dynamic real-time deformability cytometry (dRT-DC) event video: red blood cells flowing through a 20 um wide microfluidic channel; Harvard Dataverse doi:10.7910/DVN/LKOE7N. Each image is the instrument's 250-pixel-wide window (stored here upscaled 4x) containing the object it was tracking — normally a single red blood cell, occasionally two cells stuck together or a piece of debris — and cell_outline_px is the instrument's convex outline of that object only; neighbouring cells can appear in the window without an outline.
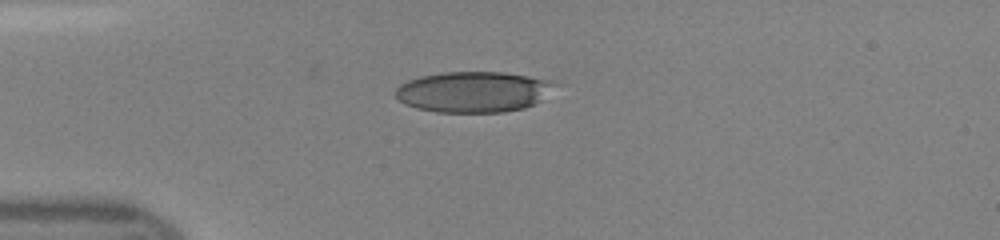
{"species": "human", "species_latin": "Homo sapiens", "temperature_condition": "room temperature", "stored_images_in_passage": 36, "camera_frame_rate_fps": 3000, "um_per_image_px": 0.085, "donor": {"sex": "female"}, "frame": {"image": 1, "passage_image": 1, "time_ms": 0.0, "image_size_px": [1000, 240], "cell_outline_px": [[564, 84], [536, 104], [524, 108], [504, 112], [436, 112], [416, 108], [404, 104], [396, 96], [396, 88], [400, 84], [408, 80], [420, 76], [444, 72], [504, 72], [552, 80]], "centroid_in_image_um": [40.34, 7.8], "position_along_channel_um": 44.7, "area_um2": 38.49}}
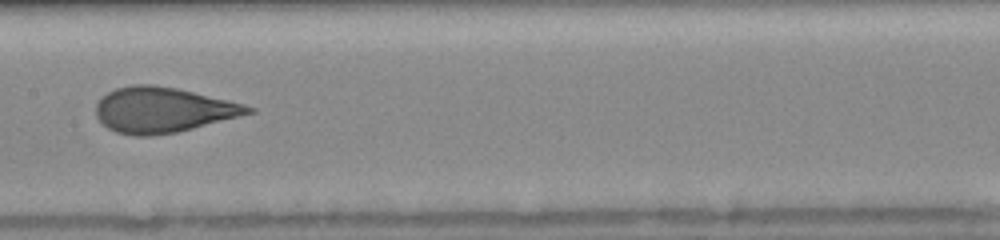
{"frame": {"image": 2, "passage_image": 13, "time_ms": 4.0, "image_size_px": [1000, 240], "cell_outline_px": [[256, 112], [176, 132], [152, 136], [136, 136], [116, 132], [108, 128], [96, 116], [96, 104], [108, 92], [116, 88], [132, 84], [152, 84], [176, 88], [228, 100], [244, 104], [256, 108]], "centroid_in_image_um": [13.84, 9.34], "position_along_channel_um": 193.6, "area_um2": 39.94}}
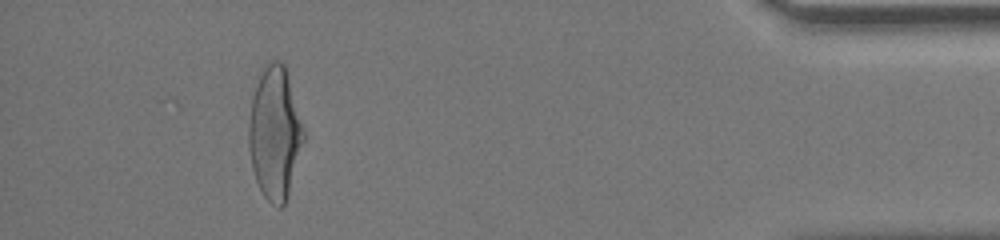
{"frame": {"image": 3, "passage_image": 32, "time_ms": 10.333, "image_size_px": [1000, 240], "cell_outline_px": [[304, 140], [288, 192], [284, 204], [280, 208], [272, 204], [264, 196], [256, 180], [252, 168], [248, 144], [248, 128], [252, 96], [260, 76], [264, 68], [272, 60], [280, 60], [284, 64], [304, 128]], "centroid_in_image_um": [23.34, 11.31], "position_along_channel_um": 411.9, "area_um2": 41.62}}